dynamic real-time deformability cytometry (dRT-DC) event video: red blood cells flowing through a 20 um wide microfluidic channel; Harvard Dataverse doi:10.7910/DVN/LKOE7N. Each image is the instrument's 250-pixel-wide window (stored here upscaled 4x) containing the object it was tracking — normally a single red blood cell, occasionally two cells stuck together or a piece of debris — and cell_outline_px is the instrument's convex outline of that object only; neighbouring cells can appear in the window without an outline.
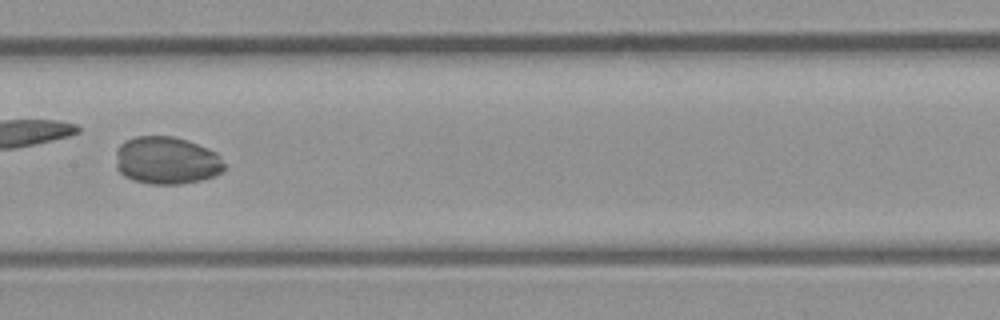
{"species": "common noctule bat (a hibernating species)", "species_latin": "Nyctalus noctula", "temperature_condition": "room temperature", "stored_images_in_passage": 29, "camera_frame_rate_fps": 3000, "um_per_image_px": 0.085, "animal": {"sex": "male", "body_mass_g": 23.1, "forearm_length_mm": 52.7}, "frame": {"image": 1, "passage_image": 9, "time_ms": 2.667, "image_size_px": [1000, 320], "cell_outline_px": [[224, 172], [200, 180], [180, 184], [148, 184], [132, 180], [124, 176], [116, 168], [116, 148], [124, 140], [136, 136], [172, 136], [188, 140], [208, 148], [216, 152], [220, 156], [224, 164]], "centroid_in_image_um": [14.14, 13.63], "position_along_channel_um": 193.3, "area_um2": 30.46}}